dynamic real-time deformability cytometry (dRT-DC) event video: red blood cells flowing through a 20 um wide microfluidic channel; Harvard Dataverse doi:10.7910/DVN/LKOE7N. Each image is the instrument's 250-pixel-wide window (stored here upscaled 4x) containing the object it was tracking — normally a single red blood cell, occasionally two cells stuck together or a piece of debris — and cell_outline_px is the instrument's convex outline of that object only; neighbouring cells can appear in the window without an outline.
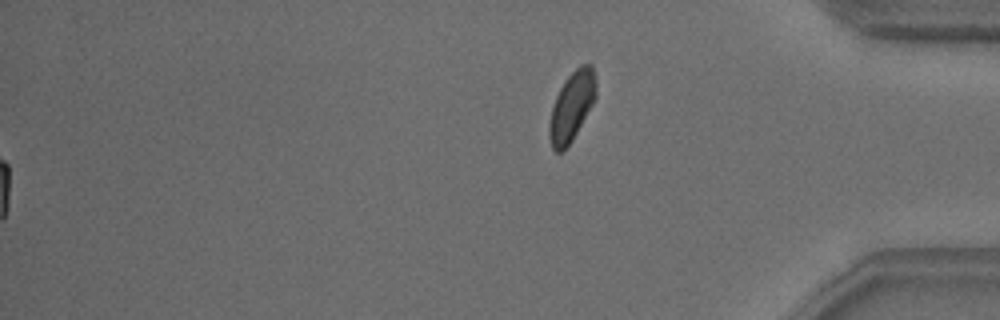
{"species": "common noctule bat (a hibernating species)", "species_latin": "Nyctalus noctula", "temperature_condition": "warm", "stored_images_in_passage": 54, "segment_of_instrument_passage": [2, 2], "camera_frame_rate_fps": 3000, "um_per_image_px": 0.085, "animal": {"sex": "male", "body_mass_g": 18.8}, "frame": {"image": 1, "passage_image": 54, "time_ms": 17.667, "image_size_px": [1000, 320], "cell_outline_px": [[596, 96], [592, 104], [572, 140], [564, 152], [556, 152], [552, 148], [548, 136], [548, 124], [552, 108], [556, 96], [564, 80], [580, 64], [592, 64], [596, 80]], "centroid_in_image_um": [48.58, 9.05], "position_along_channel_um": 386.6, "area_um2": 18.84}}